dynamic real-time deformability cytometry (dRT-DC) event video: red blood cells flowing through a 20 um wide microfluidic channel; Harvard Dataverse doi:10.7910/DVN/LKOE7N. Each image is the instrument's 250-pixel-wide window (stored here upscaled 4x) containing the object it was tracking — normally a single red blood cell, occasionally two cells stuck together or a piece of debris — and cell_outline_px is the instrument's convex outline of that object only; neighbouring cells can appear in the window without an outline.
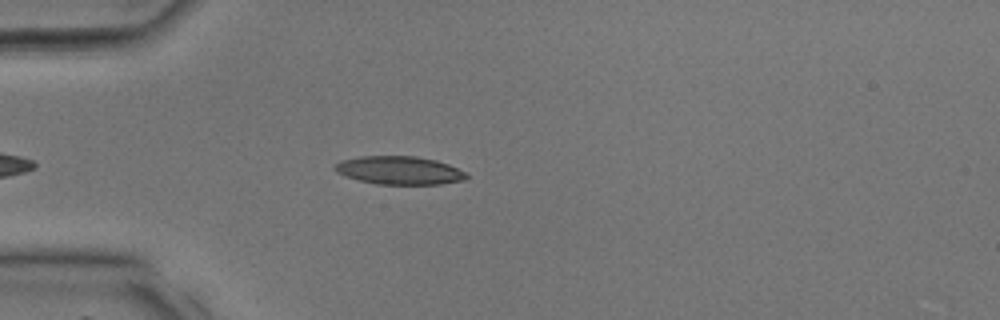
{"species": "common noctule bat (a hibernating species)", "species_latin": "Nyctalus noctula", "temperature_condition": "room temperature", "stored_images_in_passage": 27, "camera_frame_rate_fps": 3000, "um_per_image_px": 0.085, "animal": {"sex": "male", "body_mass_g": 17.9, "forearm_length_mm": 54.2}, "frame": {"image": 1, "passage_image": 3, "time_ms": 0.667, "image_size_px": [1000, 320], "cell_outline_px": [[468, 176], [464, 180], [440, 184], [376, 184], [360, 180], [336, 172], [332, 168], [340, 160], [360, 156], [416, 156], [436, 160], [448, 164], [468, 172]], "centroid_in_image_um": [33.96, 14.47], "position_along_channel_um": 51.0, "area_um2": 21.68}}
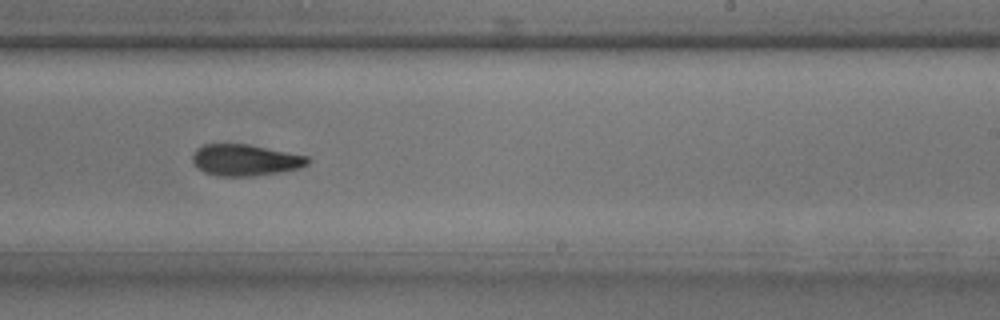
{"frame": {"image": 2, "passage_image": 15, "time_ms": 4.667, "image_size_px": [1000, 320], "cell_outline_px": [[312, 160], [308, 164], [300, 168], [280, 172], [252, 176], [220, 176], [204, 172], [196, 168], [192, 160], [192, 156], [196, 148], [204, 144], [248, 144], [308, 156]], "centroid_in_image_um": [20.84, 13.6], "position_along_channel_um": 268.2, "area_um2": 21.21}}
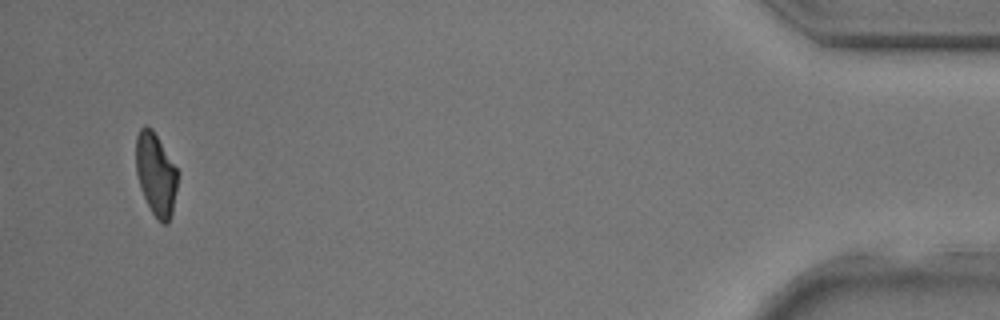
{"frame": {"image": 3, "passage_image": 27, "time_ms": 8.667, "image_size_px": [1000, 320], "cell_outline_px": [[180, 172], [172, 212], [168, 224], [164, 224], [156, 220], [140, 188], [136, 172], [136, 136], [140, 128], [144, 124], [152, 128]], "centroid_in_image_um": [13.26, 14.8], "position_along_channel_um": 421.9, "area_um2": 20.4}}